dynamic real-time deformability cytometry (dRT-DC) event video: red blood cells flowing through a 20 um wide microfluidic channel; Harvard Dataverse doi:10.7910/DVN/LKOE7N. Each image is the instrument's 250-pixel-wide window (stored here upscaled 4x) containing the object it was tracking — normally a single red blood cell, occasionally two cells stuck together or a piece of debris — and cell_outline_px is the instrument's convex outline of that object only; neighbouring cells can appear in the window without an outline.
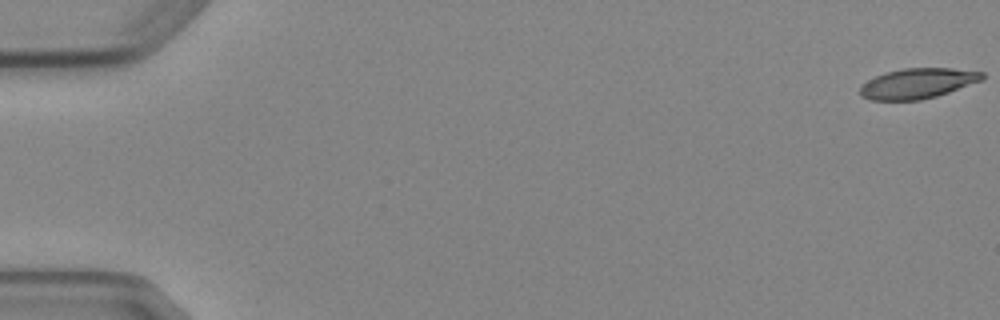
{"species": "Egyptian fruit bat (a non-hibernating species)", "species_latin": "Rousettus aegyptiacus", "temperature_condition": "cold", "stored_images_in_passage": 5, "segment_of_instrument_passage": [2, 2], "camera_frame_rate_fps": 3000, "um_per_image_px": 0.085, "animal": {"sex": "female"}, "frame": {"image": 1, "passage_image": 5, "time_ms": 5.667, "image_size_px": [1000, 320], "cell_outline_px": [[984, 80], [936, 96], [920, 100], [872, 100], [860, 96], [860, 84], [884, 72], [904, 68], [952, 68], [984, 72]], "centroid_in_image_um": [77.99, 7.08], "position_along_channel_um": 7.0, "area_um2": 21.62}}